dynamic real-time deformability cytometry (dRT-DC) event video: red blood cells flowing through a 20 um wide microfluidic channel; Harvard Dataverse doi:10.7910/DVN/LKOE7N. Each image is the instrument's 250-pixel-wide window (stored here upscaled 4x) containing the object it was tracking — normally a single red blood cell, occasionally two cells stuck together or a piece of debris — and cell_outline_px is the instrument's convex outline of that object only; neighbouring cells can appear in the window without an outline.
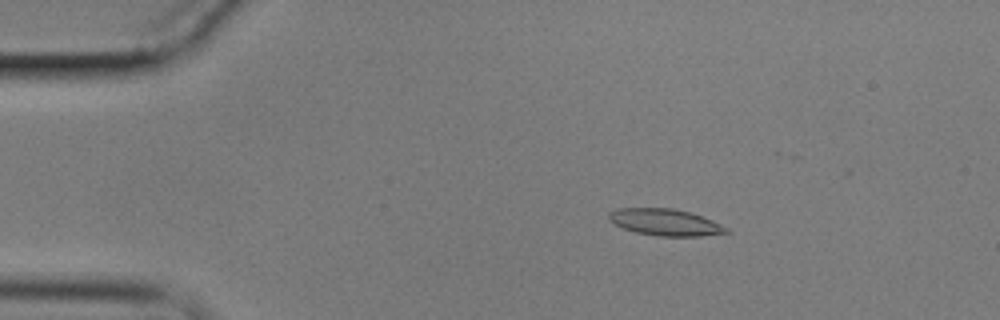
{"species": "common noctule bat (a hibernating species)", "species_latin": "Nyctalus noctula", "temperature_condition": "cold", "stored_images_in_passage": 8, "camera_frame_rate_fps": 3000, "um_per_image_px": 0.085, "animal": {"sex": "male", "body_mass_g": 17.9}, "frame": {"image": 1, "passage_image": 3, "time_ms": 0.667, "image_size_px": [1000, 320], "cell_outline_px": [[732, 232], [700, 236], [660, 236], [636, 232], [624, 228], [608, 220], [608, 212], [616, 208], [672, 208], [688, 212], [712, 220], [728, 228]], "centroid_in_image_um": [56.53, 18.89], "position_along_channel_um": 28.5, "area_um2": 18.15}}